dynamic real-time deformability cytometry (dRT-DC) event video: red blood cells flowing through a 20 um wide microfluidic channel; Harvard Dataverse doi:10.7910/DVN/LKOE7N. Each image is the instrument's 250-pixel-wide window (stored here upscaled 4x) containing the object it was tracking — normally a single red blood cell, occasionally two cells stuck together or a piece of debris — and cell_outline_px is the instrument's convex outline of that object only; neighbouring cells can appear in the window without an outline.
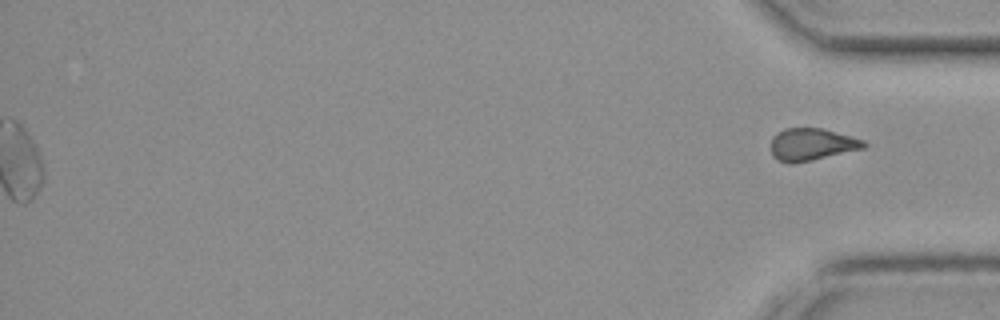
{"species": "common noctule bat (a hibernating species)", "species_latin": "Nyctalus noctula", "temperature_condition": "cold", "stored_images_in_passage": 40, "segment_of_instrument_passage": [2, 2], "camera_frame_rate_fps": 3000, "um_per_image_px": 0.085, "animal": {"sex": "female", "body_mass_g": 19.3, "forearm_length_mm": 54.1}, "frame": {"image": 1, "passage_image": 40, "time_ms": 13.0, "image_size_px": [1000, 320], "cell_outline_px": [[868, 144], [864, 148], [792, 164], [788, 164], [772, 156], [772, 136], [776, 132], [784, 128], [824, 128], [852, 136], [864, 140]], "centroid_in_image_um": [68.99, 12.25], "position_along_channel_um": 366.2, "area_um2": 17.46}}